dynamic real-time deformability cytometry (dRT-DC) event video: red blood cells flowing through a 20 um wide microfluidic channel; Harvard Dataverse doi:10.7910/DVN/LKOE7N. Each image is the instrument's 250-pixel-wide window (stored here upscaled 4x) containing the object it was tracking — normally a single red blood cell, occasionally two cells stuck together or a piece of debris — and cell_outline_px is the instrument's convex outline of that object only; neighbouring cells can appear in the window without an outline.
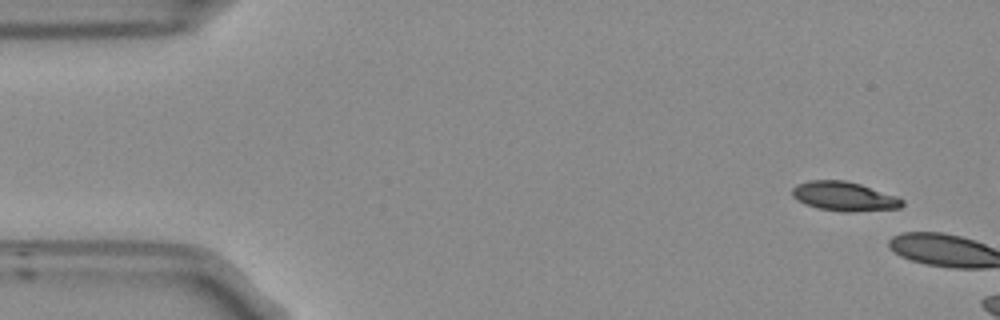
{"species": "Egyptian fruit bat (a non-hibernating species)", "species_latin": "Rousettus aegyptiacus", "temperature_condition": "room temperature", "stored_images_in_passage": 3, "camera_frame_rate_fps": 3000, "um_per_image_px": 0.085, "frame": {"image": 1, "passage_image": 1, "time_ms": 0.0, "image_size_px": [1000, 320], "cell_outline_px": [[904, 204], [900, 208], [852, 212], [844, 212], [816, 208], [804, 204], [796, 200], [792, 196], [792, 188], [796, 184], [808, 180], [844, 180], [860, 184], [900, 196], [904, 200]], "centroid_in_image_um": [71.76, 16.69], "position_along_channel_um": 13.2, "area_um2": 19.13}}